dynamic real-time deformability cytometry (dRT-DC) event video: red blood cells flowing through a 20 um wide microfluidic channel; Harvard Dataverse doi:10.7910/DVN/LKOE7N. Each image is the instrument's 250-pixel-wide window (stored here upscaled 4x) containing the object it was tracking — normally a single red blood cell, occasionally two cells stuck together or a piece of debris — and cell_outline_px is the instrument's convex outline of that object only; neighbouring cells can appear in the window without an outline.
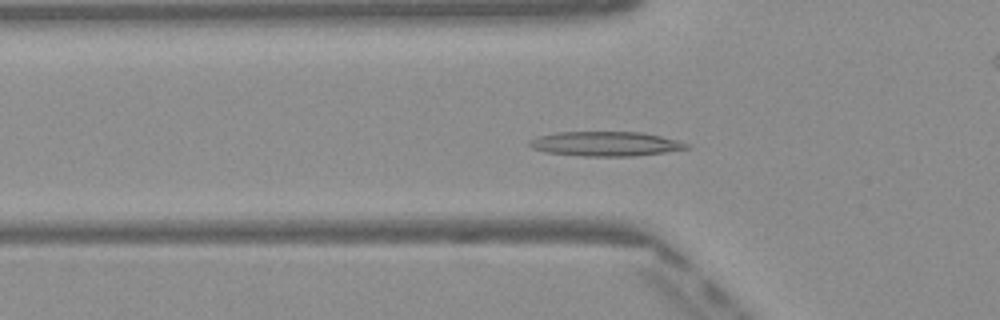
{"species": "Egyptian fruit bat (a non-hibernating species)", "species_latin": "Rousettus aegyptiacus", "temperature_condition": "warm", "stored_images_in_passage": 50, "camera_frame_rate_fps": 3000, "um_per_image_px": 0.085, "frame": {"image": 1, "passage_image": 16, "time_ms": 5.0, "image_size_px": [1000, 320], "cell_outline_px": [[692, 148], [636, 156], [580, 156], [544, 152], [532, 148], [528, 144], [532, 140], [540, 136], [556, 132], [640, 132], [680, 140], [688, 144]], "centroid_in_image_um": [51.51, 12.23], "position_along_channel_um": 74.3, "area_um2": 22.48}}
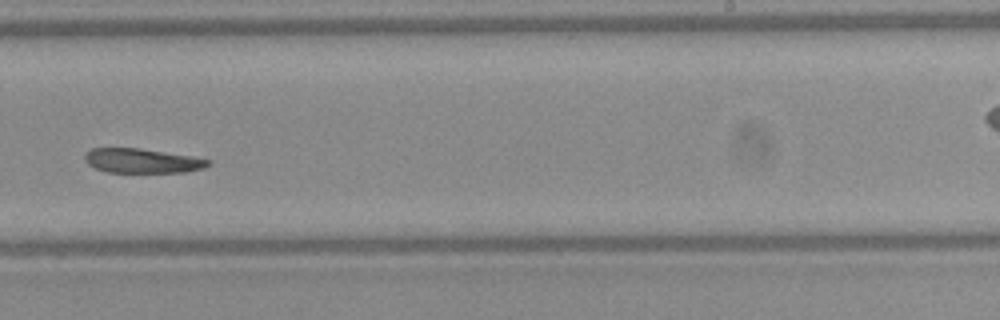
{"frame": {"image": 2, "passage_image": 31, "time_ms": 10.0, "image_size_px": [1000, 320], "cell_outline_px": [[212, 164], [204, 168], [184, 172], [108, 172], [96, 168], [88, 164], [84, 160], [84, 156], [92, 148], [140, 148], [192, 156], [212, 160]], "centroid_in_image_um": [12.12, 13.66], "position_along_channel_um": 276.9, "area_um2": 17.57}}
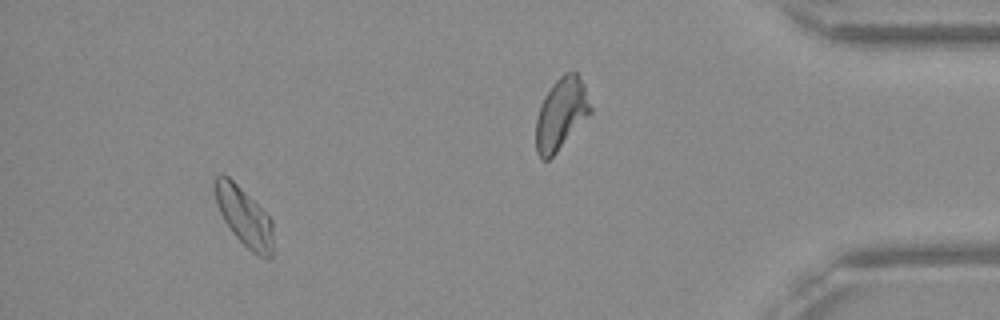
{"frame": {"image": 3, "passage_image": 46, "time_ms": 15.0, "image_size_px": [1000, 320], "cell_outline_px": [[272, 256], [268, 260], [264, 260], [252, 252], [232, 232], [224, 220], [216, 204], [212, 188], [216, 176], [228, 176], [272, 220]], "centroid_in_image_um": [20.73, 18.45], "position_along_channel_um": 414.5, "area_um2": 19.65}}